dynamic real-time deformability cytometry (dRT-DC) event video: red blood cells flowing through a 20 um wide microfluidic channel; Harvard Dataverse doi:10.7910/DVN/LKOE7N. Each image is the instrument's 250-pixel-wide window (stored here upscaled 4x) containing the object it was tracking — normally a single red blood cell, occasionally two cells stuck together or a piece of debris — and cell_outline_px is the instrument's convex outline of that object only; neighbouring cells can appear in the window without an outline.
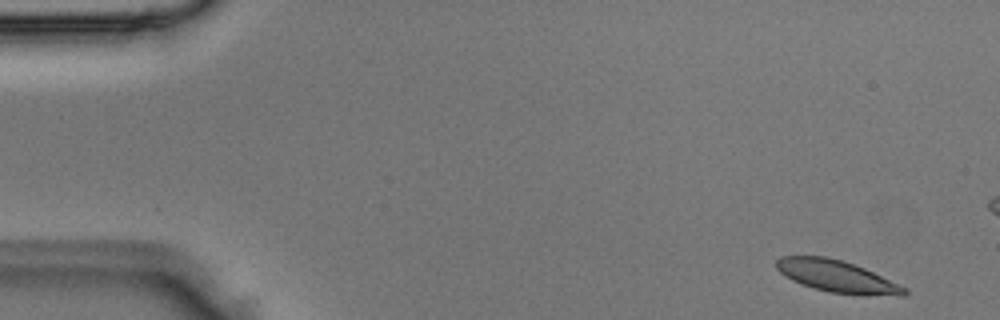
{"species": "Egyptian fruit bat (a non-hibernating species)", "species_latin": "Rousettus aegyptiacus", "temperature_condition": "room temperature", "stored_images_in_passage": 3, "camera_frame_rate_fps": 3000, "um_per_image_px": 0.085, "animal": {"sex": "male"}, "frame": {"image": 1, "passage_image": 1, "time_ms": 0.0, "image_size_px": [1000, 320], "cell_outline_px": [[908, 292], [904, 296], [864, 296], [828, 292], [812, 288], [800, 284], [784, 276], [776, 268], [776, 260], [780, 256], [828, 256], [864, 268], [908, 288]], "centroid_in_image_um": [71.15, 23.51], "position_along_channel_um": 13.8, "area_um2": 24.16}}